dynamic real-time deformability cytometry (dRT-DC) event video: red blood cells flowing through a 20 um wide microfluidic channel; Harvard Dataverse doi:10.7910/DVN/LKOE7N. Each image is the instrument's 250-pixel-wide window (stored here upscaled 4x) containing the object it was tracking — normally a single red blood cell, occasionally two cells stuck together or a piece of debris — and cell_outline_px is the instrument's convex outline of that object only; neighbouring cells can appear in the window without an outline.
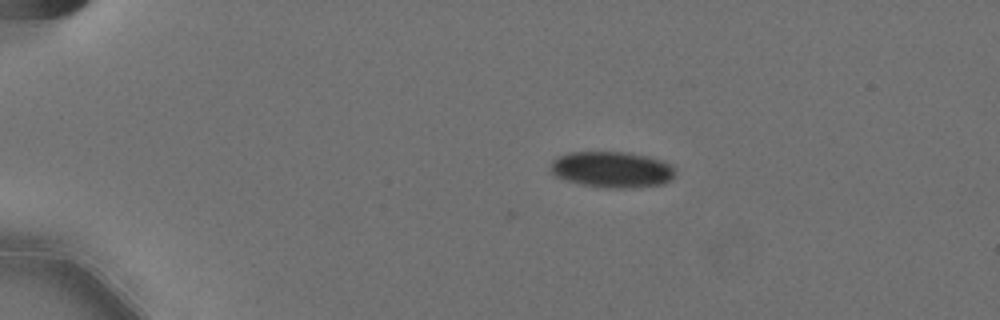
{"species": "Egyptian fruit bat (a non-hibernating species)", "species_latin": "Rousettus aegyptiacus", "temperature_condition": "cold", "stored_images_in_passage": 4, "camera_frame_rate_fps": 3000, "um_per_image_px": 0.085, "animal": {"sex": "female"}, "frame": {"image": 1, "passage_image": 4, "time_ms": 1.0, "image_size_px": [1000, 320], "cell_outline_px": [[676, 172], [672, 180], [664, 184], [632, 188], [604, 188], [580, 184], [564, 180], [552, 176], [548, 168], [552, 160], [556, 156], [572, 152], [628, 152], [648, 156], [664, 160], [672, 164], [676, 168]], "centroid_in_image_um": [52.02, 14.41], "position_along_channel_um": 33.0, "area_um2": 27.05}}